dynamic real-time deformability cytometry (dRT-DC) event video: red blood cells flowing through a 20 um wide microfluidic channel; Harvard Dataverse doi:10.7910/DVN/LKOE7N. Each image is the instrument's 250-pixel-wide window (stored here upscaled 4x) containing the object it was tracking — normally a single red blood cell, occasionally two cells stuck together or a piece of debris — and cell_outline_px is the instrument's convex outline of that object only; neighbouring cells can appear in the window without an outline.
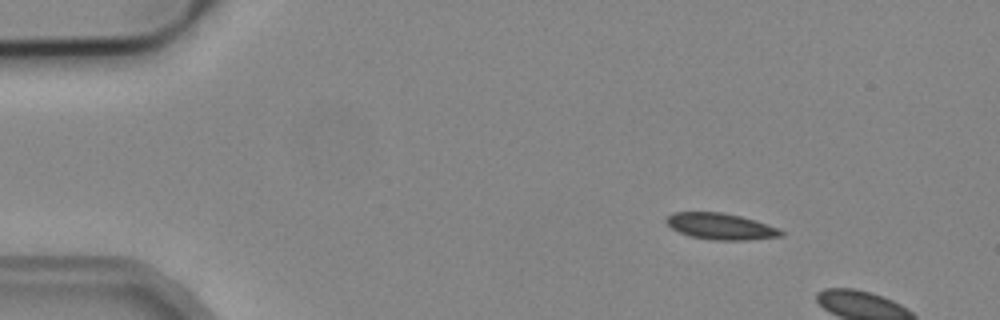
{"species": "common noctule bat (a hibernating species)", "species_latin": "Nyctalus noctula", "temperature_condition": "cold", "stored_images_in_passage": 3, "camera_frame_rate_fps": 3000, "um_per_image_px": 0.085, "animal": {"sex": "male", "body_mass_g": 19.2, "forearm_length_mm": 51.8}, "frame": {"image": 1, "passage_image": 1, "time_ms": 0.0, "image_size_px": [1000, 320], "cell_outline_px": [[784, 236], [748, 240], [712, 240], [688, 236], [672, 228], [664, 220], [672, 212], [724, 212], [740, 216], [780, 228], [784, 232]], "centroid_in_image_um": [61.27, 19.24], "position_along_channel_um": 23.7, "area_um2": 17.69}}